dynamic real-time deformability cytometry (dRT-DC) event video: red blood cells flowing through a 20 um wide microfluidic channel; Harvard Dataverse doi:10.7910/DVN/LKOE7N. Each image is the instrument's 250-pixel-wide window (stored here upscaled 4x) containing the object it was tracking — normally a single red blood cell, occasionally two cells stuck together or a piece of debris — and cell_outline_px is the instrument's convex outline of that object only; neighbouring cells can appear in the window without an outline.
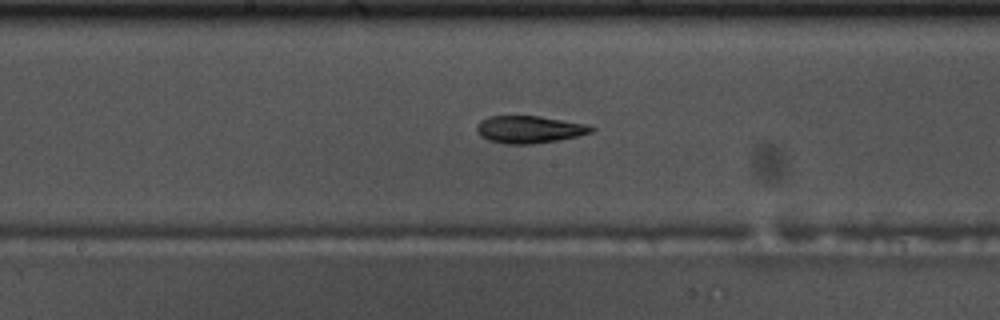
{"species": "common noctule bat (a hibernating species)", "species_latin": "Nyctalus noctula", "temperature_condition": "warm", "stored_images_in_passage": 55, "camera_frame_rate_fps": 3000, "um_per_image_px": 0.085, "animal": {"sex": "male", "body_mass_g": 17.5, "forearm_length_mm": 52.3}, "frame": {"image": 1, "passage_image": 31, "time_ms": 10.0, "image_size_px": [1000, 320], "cell_outline_px": [[596, 128], [592, 132], [576, 136], [556, 140], [532, 144], [504, 144], [488, 140], [480, 136], [476, 132], [476, 128], [480, 120], [488, 116], [540, 116], [584, 124]], "centroid_in_image_um": [44.92, 11.0], "position_along_channel_um": 203.3, "area_um2": 18.15}}
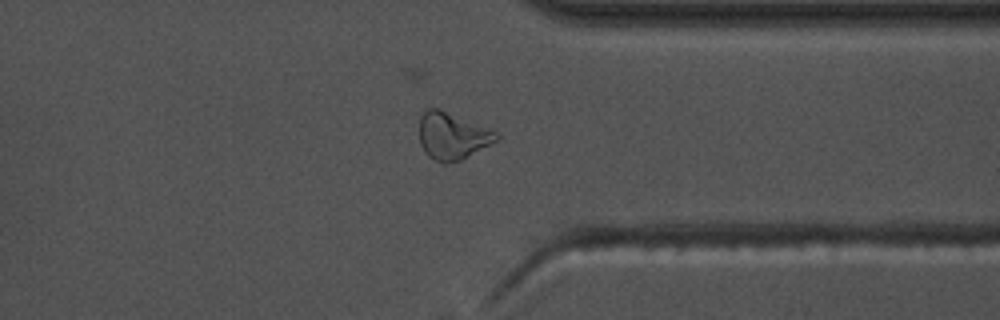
{"frame": {"image": 2, "passage_image": 45, "time_ms": 14.667, "image_size_px": [1000, 320], "cell_outline_px": [[500, 136], [496, 140], [468, 156], [452, 164], [444, 164], [428, 156], [420, 144], [420, 116], [428, 108], [440, 108], [496, 132]], "centroid_in_image_um": [38.4, 11.56], "position_along_channel_um": 373.0, "area_um2": 20.81}}
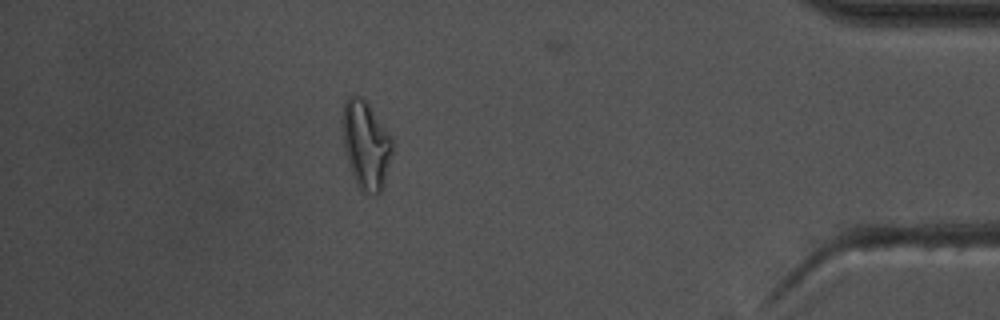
{"frame": {"image": 3, "passage_image": 51, "time_ms": 16.667, "image_size_px": [1000, 320], "cell_outline_px": [[392, 152], [384, 184], [380, 192], [364, 192], [356, 184], [348, 164], [344, 148], [344, 100], [348, 96], [360, 96], [368, 104], [392, 136]], "centroid_in_image_um": [31.12, 12.31], "position_along_channel_um": 404.1, "area_um2": 25.03}}